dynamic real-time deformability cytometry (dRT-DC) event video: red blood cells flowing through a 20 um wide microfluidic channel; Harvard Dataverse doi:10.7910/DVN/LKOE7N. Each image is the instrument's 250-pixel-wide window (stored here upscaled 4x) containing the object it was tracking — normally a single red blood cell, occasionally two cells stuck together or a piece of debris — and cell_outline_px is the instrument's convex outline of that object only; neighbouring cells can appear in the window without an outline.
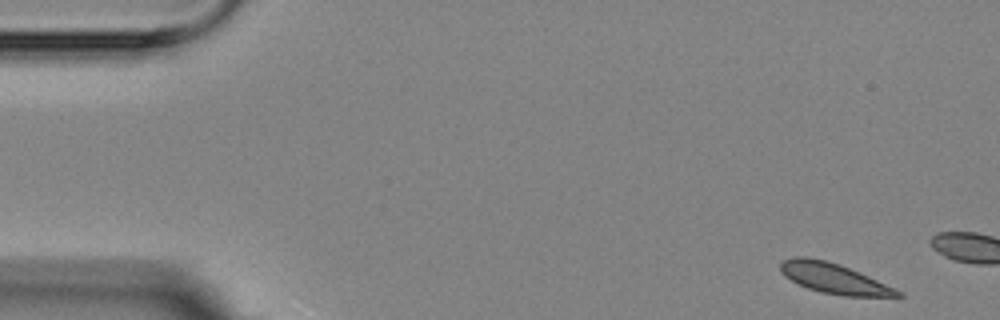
{"species": "Egyptian fruit bat (a non-hibernating species)", "species_latin": "Rousettus aegyptiacus", "temperature_condition": "room temperature", "stored_images_in_passage": 4, "camera_frame_rate_fps": 3000, "um_per_image_px": 0.085, "animal": {"sex": "female"}, "frame": {"image": 1, "passage_image": 1, "time_ms": 0.0, "image_size_px": [1000, 320], "cell_outline_px": [[904, 296], [844, 296], [820, 292], [796, 284], [784, 276], [780, 272], [780, 264], [784, 260], [792, 256], [808, 256], [840, 264], [896, 288], [904, 292]], "centroid_in_image_um": [70.85, 23.66], "position_along_channel_um": 14.1, "area_um2": 20.81}}